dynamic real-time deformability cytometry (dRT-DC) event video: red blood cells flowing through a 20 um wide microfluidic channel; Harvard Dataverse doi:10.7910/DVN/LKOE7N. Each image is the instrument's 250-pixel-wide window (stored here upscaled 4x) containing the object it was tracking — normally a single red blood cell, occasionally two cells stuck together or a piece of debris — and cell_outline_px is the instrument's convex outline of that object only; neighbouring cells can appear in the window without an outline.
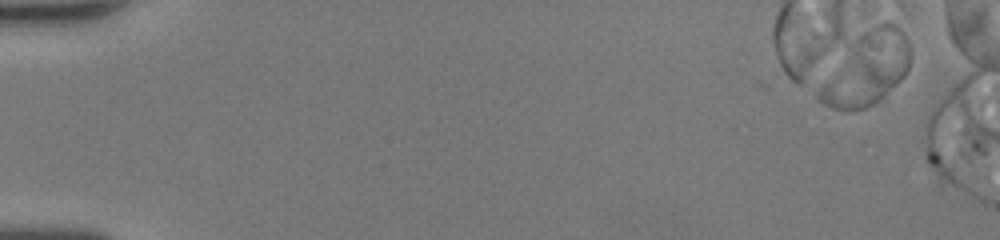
{"species": "human", "species_latin": "Homo sapiens", "temperature_condition": "room temperature", "stored_images_in_passage": 1, "camera_frame_rate_fps": 3000, "um_per_image_px": 0.085, "donor": {"sex": "female"}, "frame": {"image": 1, "passage_image": 1, "time_ms": 0.0, "image_size_px": [1000, 240], "cell_outline_px": [[912, 56], [908, 68], [904, 76], [880, 100], [864, 108], [832, 108], [824, 104], [816, 96], [816, 88], [856, 36], [880, 24], [892, 24], [908, 40], [912, 52]], "centroid_in_image_um": [73.67, 5.87], "position_along_channel_um": 11.3, "area_um2": 37.8}}